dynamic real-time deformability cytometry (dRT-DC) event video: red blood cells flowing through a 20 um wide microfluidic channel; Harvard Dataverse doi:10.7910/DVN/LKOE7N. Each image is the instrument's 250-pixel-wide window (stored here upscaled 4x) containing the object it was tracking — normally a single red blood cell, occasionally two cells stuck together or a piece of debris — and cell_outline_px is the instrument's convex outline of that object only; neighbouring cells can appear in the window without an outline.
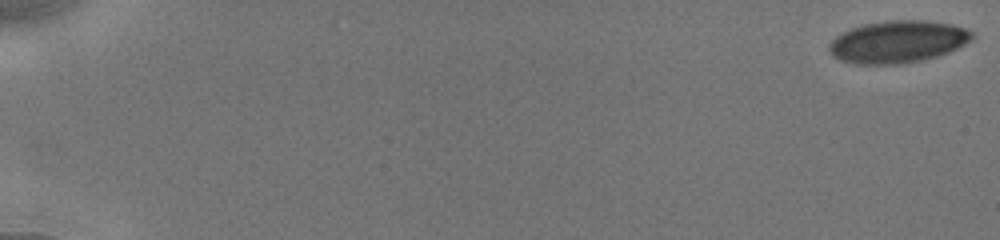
{"species": "human", "species_latin": "Homo sapiens", "temperature_condition": "cold", "stored_images_in_passage": 44, "camera_frame_rate_fps": 3000, "um_per_image_px": 0.085, "donor": {"sex": "male"}, "frame": {"image": 1, "passage_image": 1, "time_ms": 0.0, "image_size_px": [1000, 240], "cell_outline_px": [[972, 40], [948, 52], [924, 60], [900, 64], [856, 64], [840, 60], [832, 56], [828, 48], [828, 44], [836, 36], [852, 28], [864, 24], [888, 20], [924, 20], [952, 24], [964, 28], [972, 32]], "centroid_in_image_um": [76.29, 3.55], "position_along_channel_um": 8.7, "area_um2": 35.08}}
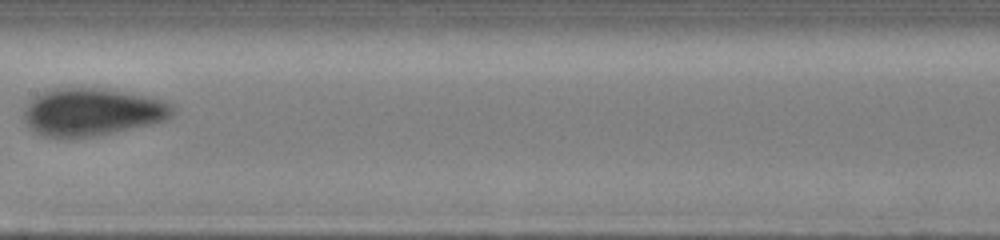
{"frame": {"image": 2, "passage_image": 23, "time_ms": 10.0, "image_size_px": [1000, 240], "cell_outline_px": [[176, 108], [172, 116], [168, 120], [152, 124], [112, 132], [88, 136], [44, 136], [36, 132], [24, 120], [24, 112], [28, 104], [36, 96], [44, 92], [56, 88], [104, 88], [172, 100]], "centroid_in_image_um": [7.96, 9.48], "position_along_channel_um": 199.4, "area_um2": 41.04}}
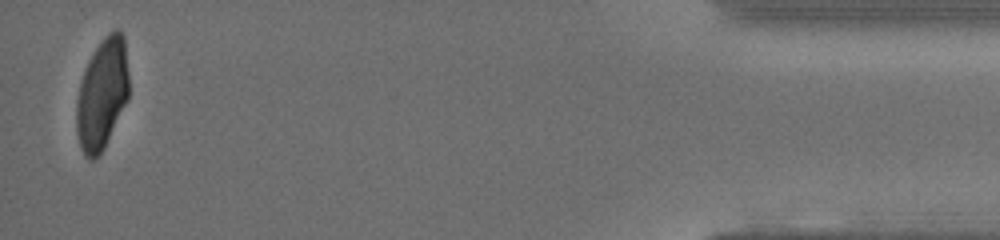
{"frame": {"image": 3, "passage_image": 43, "time_ms": 17.667, "image_size_px": [1000, 240], "cell_outline_px": [[128, 100], [104, 148], [92, 160], [88, 160], [84, 156], [80, 148], [76, 128], [76, 100], [80, 80], [88, 60], [92, 52], [100, 40], [108, 32], [116, 28], [124, 36], [128, 72]], "centroid_in_image_um": [8.66, 7.97], "position_along_channel_um": 426.5, "area_um2": 34.28}, "authors_computed_cell_mechanics": {"area_um2": 37.3388, "velocity_mm_per_s": 3.8888, "shape_relaxation_time_tau1_ms": 2.6942, "shape_relaxation_time_tau2_ms": null, "deformation_change_tau1": 0.1045, "deformation_change_tau2": null}}